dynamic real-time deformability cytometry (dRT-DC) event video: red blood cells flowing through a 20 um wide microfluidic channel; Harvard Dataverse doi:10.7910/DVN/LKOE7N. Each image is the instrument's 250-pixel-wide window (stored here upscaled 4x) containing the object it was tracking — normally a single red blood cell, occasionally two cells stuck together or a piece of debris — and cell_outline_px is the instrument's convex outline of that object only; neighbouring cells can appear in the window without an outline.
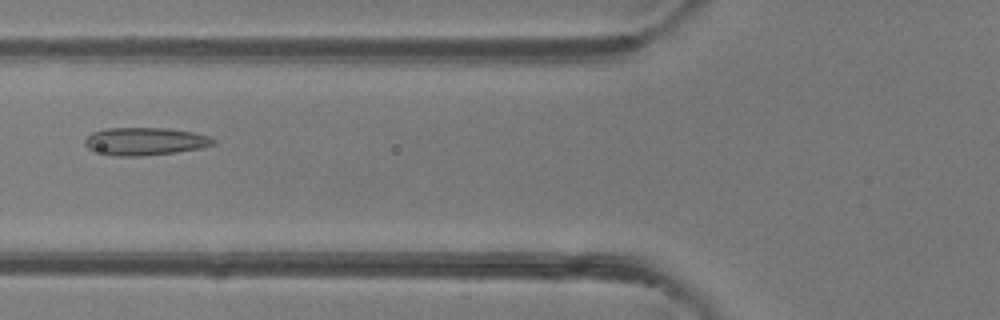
{"species": "common noctule bat (a hibernating species)", "species_latin": "Nyctalus noctula", "temperature_condition": "room temperature", "stored_images_in_passage": 39, "camera_frame_rate_fps": 3000, "um_per_image_px": 0.085, "animal": {"sex": "female"}, "frame": {"image": 1, "passage_image": 10, "time_ms": 3.0, "image_size_px": [1000, 320], "cell_outline_px": [[216, 144], [200, 148], [176, 152], [140, 156], [116, 156], [92, 152], [84, 144], [84, 140], [92, 132], [104, 128], [168, 128], [192, 132], [208, 136], [216, 140]], "centroid_in_image_um": [12.29, 12.02], "position_along_channel_um": 113.5, "area_um2": 20.92}}
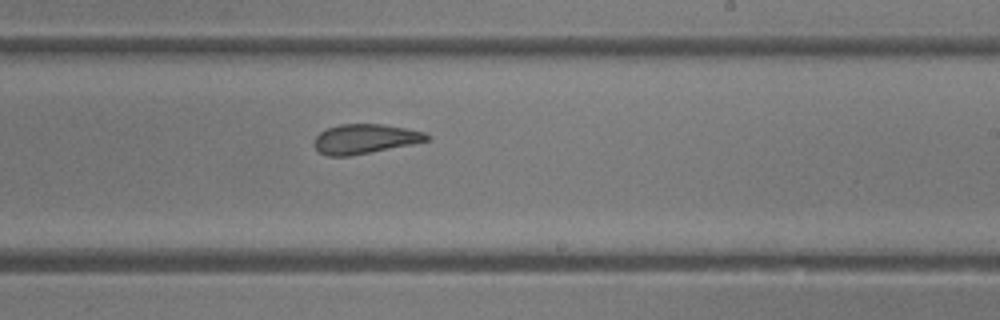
{"frame": {"image": 2, "passage_image": 20, "time_ms": 6.333, "image_size_px": [1000, 320], "cell_outline_px": [[432, 140], [348, 156], [328, 156], [320, 152], [312, 144], [316, 136], [320, 132], [328, 128], [340, 124], [384, 124], [424, 132], [432, 136]], "centroid_in_image_um": [31.03, 11.8], "position_along_channel_um": 258.0, "area_um2": 19.31}}
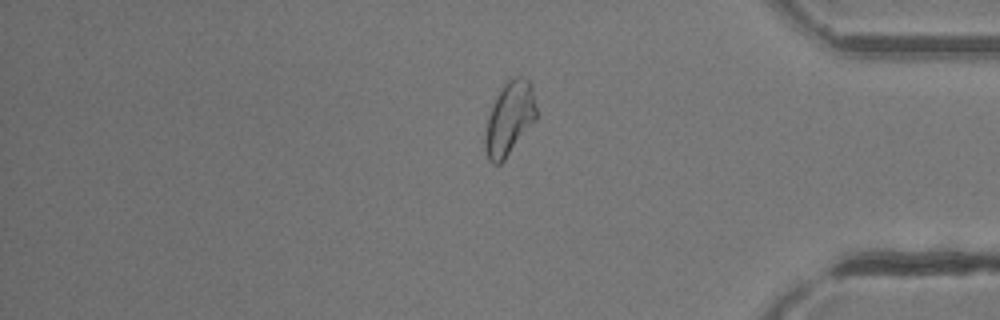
{"frame": {"image": 3, "passage_image": 31, "time_ms": 10.0, "image_size_px": [1000, 320], "cell_outline_px": [[536, 120], [504, 160], [500, 164], [492, 164], [488, 160], [484, 148], [484, 136], [488, 116], [492, 104], [504, 80], [516, 76], [520, 76], [528, 80], [532, 84], [536, 108]], "centroid_in_image_um": [43.28, 10.05], "position_along_channel_um": 391.9, "area_um2": 22.25}, "authors_computed_cell_mechanics": {"area_um2": 21.1548, "velocity_mm_per_s": 4.3445, "shape_relaxation_time_tau1_ms": null, "shape_relaxation_time_tau2_ms": 2.0984, "deformation_change_tau1": null, "deformation_change_tau2": 0.0872}}